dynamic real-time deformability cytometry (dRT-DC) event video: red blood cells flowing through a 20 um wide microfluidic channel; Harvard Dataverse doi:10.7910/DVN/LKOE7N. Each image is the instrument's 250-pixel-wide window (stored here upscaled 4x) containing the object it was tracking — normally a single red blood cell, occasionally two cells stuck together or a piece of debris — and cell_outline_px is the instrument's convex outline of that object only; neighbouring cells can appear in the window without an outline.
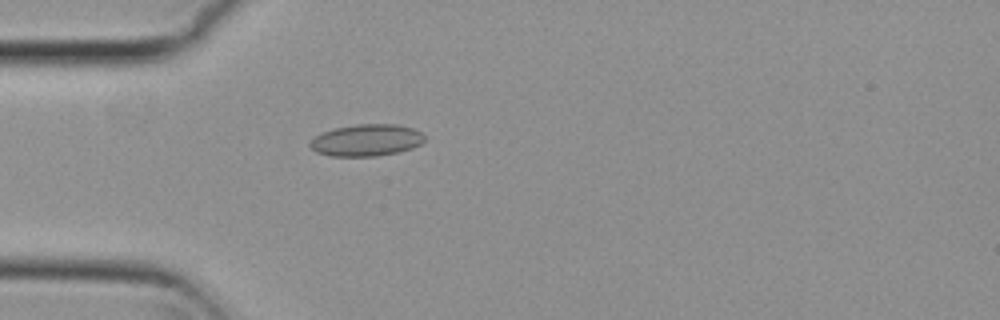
{"species": "common noctule bat (a hibernating species)", "species_latin": "Nyctalus noctula", "temperature_condition": "cold", "stored_images_in_passage": 50, "camera_frame_rate_fps": 3000, "um_per_image_px": 0.085, "animal": {"sex": "female", "body_mass_g": 29.2, "forearm_length_mm": 56.3}, "frame": {"image": 1, "passage_image": 12, "time_ms": 3.667, "image_size_px": [1000, 320], "cell_outline_px": [[424, 140], [420, 144], [412, 148], [400, 152], [376, 156], [332, 156], [316, 152], [308, 144], [320, 132], [332, 128], [356, 124], [396, 124], [412, 128], [420, 132], [424, 136]], "centroid_in_image_um": [31.13, 11.91], "position_along_channel_um": 53.9, "area_um2": 21.33}}
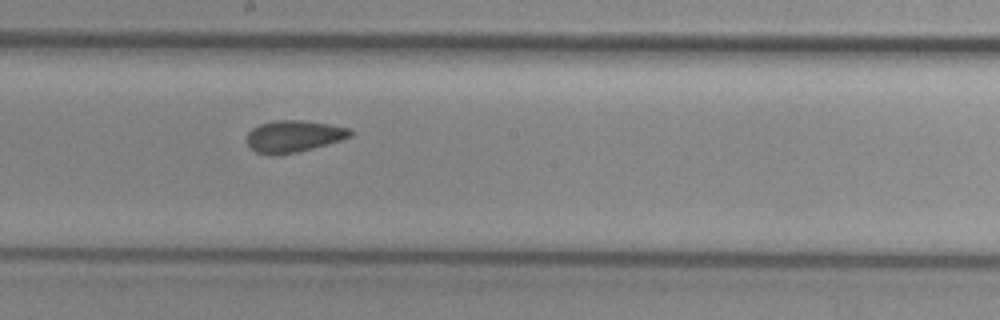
{"frame": {"image": 2, "passage_image": 26, "time_ms": 8.333, "image_size_px": [1000, 320], "cell_outline_px": [[352, 136], [344, 140], [296, 152], [276, 156], [272, 156], [256, 152], [244, 140], [244, 136], [252, 128], [260, 124], [276, 120], [300, 120], [328, 124], [352, 128]], "centroid_in_image_um": [24.95, 11.59], "position_along_channel_um": 223.3, "area_um2": 19.48}}
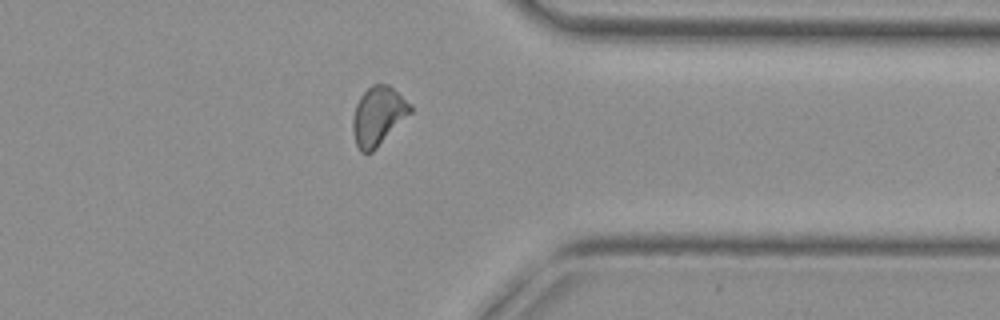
{"frame": {"image": 3, "passage_image": 39, "time_ms": 12.667, "image_size_px": [1000, 320], "cell_outline_px": [[412, 112], [372, 152], [360, 152], [356, 144], [352, 132], [352, 120], [356, 104], [360, 96], [372, 84], [388, 84], [412, 104]], "centroid_in_image_um": [32.14, 9.84], "position_along_channel_um": 379.3, "area_um2": 19.65}, "authors_computed_cell_mechanics": {"area_um2": 19.4786, "velocity_mm_per_s": 3.7838, "shape_relaxation_time_tau1_ms": null, "shape_relaxation_time_tau2_ms": 2.502, "deformation_change_tau1": null, "deformation_change_tau2": 0.0952}}